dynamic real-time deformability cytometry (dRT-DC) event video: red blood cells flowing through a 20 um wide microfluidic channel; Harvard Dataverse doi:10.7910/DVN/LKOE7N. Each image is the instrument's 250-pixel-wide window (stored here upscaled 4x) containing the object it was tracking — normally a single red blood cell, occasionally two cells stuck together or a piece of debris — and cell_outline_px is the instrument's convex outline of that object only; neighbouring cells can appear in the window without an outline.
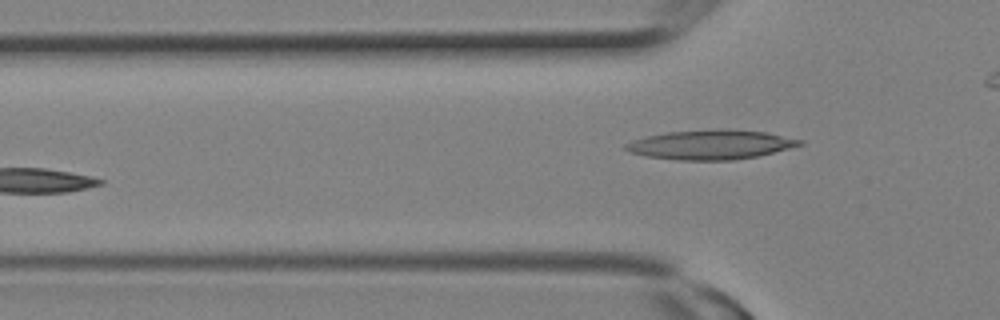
{"species": "Egyptian fruit bat (a non-hibernating species)", "species_latin": "Rousettus aegyptiacus", "temperature_condition": "room temperature", "stored_images_in_passage": 8, "camera_frame_rate_fps": 3000, "um_per_image_px": 0.085, "animal": {"sex": "female"}, "frame": {"image": 1, "passage_image": 8, "time_ms": 2.333, "image_size_px": [1000, 320], "cell_outline_px": [[804, 144], [756, 156], [732, 160], [676, 160], [644, 156], [628, 152], [624, 148], [624, 144], [632, 140], [648, 136], [668, 132], [764, 132], [804, 140]], "centroid_in_image_um": [60.33, 12.35], "position_along_channel_um": 65.5, "area_um2": 28.44}}